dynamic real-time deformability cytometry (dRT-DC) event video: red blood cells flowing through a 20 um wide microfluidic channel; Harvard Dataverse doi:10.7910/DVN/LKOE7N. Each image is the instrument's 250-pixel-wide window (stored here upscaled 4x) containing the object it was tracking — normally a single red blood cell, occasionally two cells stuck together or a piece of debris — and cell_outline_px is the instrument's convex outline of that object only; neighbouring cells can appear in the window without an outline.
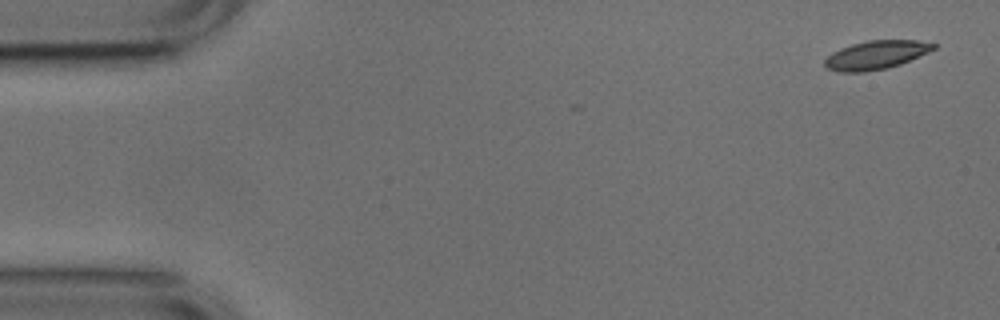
{"species": "common noctule bat (a hibernating species)", "species_latin": "Nyctalus noctula", "temperature_condition": "cold", "stored_images_in_passage": 4, "camera_frame_rate_fps": 3000, "um_per_image_px": 0.085, "animal": {"sex": "male", "body_mass_g": 17.9, "forearm_length_mm": 54.2}, "frame": {"image": 1, "passage_image": 1, "time_ms": 0.0, "image_size_px": [1000, 320], "cell_outline_px": [[936, 48], [928, 52], [900, 64], [888, 68], [864, 72], [840, 72], [828, 68], [824, 64], [824, 60], [832, 52], [840, 48], [852, 44], [868, 40], [916, 40], [936, 44]], "centroid_in_image_um": [74.45, 4.67], "position_along_channel_um": 10.6, "area_um2": 18.03}}